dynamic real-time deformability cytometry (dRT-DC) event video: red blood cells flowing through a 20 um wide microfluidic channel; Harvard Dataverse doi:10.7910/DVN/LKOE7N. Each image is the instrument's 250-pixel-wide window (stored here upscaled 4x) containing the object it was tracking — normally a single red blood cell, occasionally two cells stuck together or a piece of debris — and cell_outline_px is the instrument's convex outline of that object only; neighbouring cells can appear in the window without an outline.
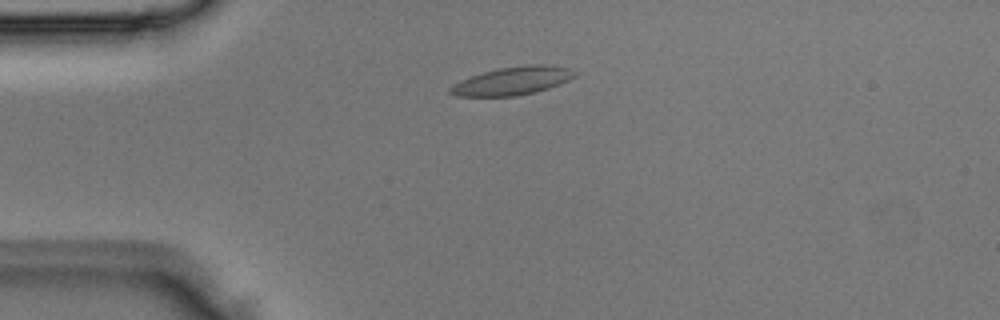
{"species": "Egyptian fruit bat (a non-hibernating species)", "species_latin": "Rousettus aegyptiacus", "temperature_condition": "room temperature", "stored_images_in_passage": 3, "camera_frame_rate_fps": 3000, "um_per_image_px": 0.085, "animal": {"sex": "male"}, "frame": {"image": 1, "passage_image": 3, "time_ms": 0.667, "image_size_px": [1000, 320], "cell_outline_px": [[576, 76], [560, 84], [536, 92], [516, 96], [456, 96], [448, 92], [448, 88], [460, 80], [484, 72], [500, 68], [532, 64], [544, 64], [568, 68], [576, 72]], "centroid_in_image_um": [43.56, 6.88], "position_along_channel_um": 41.4, "area_um2": 20.29}}